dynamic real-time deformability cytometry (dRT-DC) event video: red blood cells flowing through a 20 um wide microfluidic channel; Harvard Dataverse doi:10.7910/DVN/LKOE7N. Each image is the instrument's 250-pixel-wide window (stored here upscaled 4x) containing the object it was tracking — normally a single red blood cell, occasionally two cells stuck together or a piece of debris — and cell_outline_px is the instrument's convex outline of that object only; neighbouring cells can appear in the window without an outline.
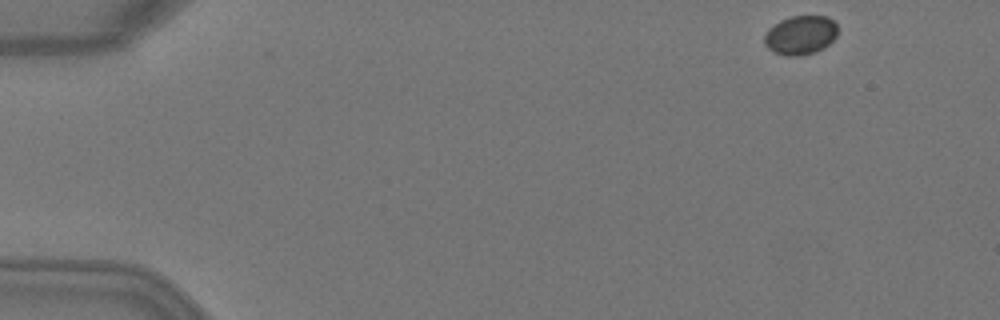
{"species": "Egyptian fruit bat (a non-hibernating species)", "species_latin": "Rousettus aegyptiacus", "temperature_condition": "warm", "stored_images_in_passage": 3, "camera_frame_rate_fps": 3000, "um_per_image_px": 0.085, "animal": {"sex": "female"}, "frame": {"image": 1, "passage_image": 1, "time_ms": 0.0, "image_size_px": [1000, 320], "cell_outline_px": [[836, 36], [824, 48], [816, 52], [800, 56], [788, 56], [772, 52], [764, 44], [764, 36], [768, 28], [780, 20], [792, 16], [828, 16], [836, 24]], "centroid_in_image_um": [68.01, 2.99], "position_along_channel_um": 17.0, "area_um2": 16.76}}